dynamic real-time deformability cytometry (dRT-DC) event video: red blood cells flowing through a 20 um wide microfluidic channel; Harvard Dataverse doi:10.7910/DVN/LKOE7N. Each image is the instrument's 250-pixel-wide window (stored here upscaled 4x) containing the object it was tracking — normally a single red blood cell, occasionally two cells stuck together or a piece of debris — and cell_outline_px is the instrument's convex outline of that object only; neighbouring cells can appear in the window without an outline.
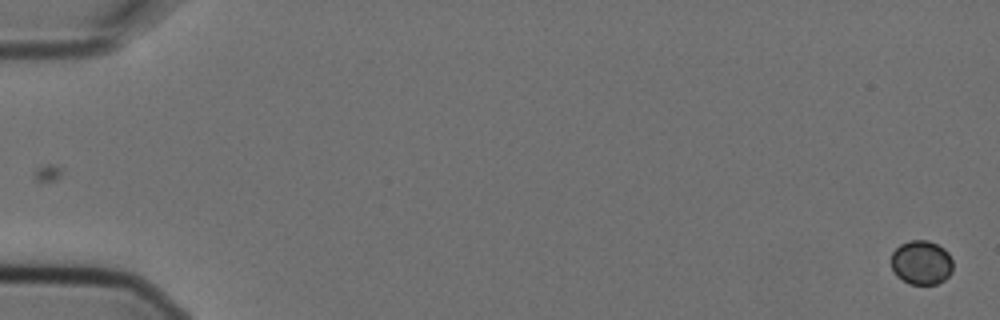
{"species": "Egyptian fruit bat (a non-hibernating species)", "species_latin": "Rousettus aegyptiacus", "temperature_condition": "cold", "stored_images_in_passage": 2, "camera_frame_rate_fps": 3000, "um_per_image_px": 0.085, "animal": {"sex": "female"}, "frame": {"image": 1, "passage_image": 2, "time_ms": 0.333, "image_size_px": [1000, 320], "cell_outline_px": [[952, 272], [944, 280], [936, 284], [908, 284], [896, 276], [892, 268], [892, 252], [900, 244], [908, 240], [928, 240], [944, 248], [948, 252], [952, 260]], "centroid_in_image_um": [78.32, 22.31], "position_along_channel_um": 6.7, "area_um2": 16.01}}